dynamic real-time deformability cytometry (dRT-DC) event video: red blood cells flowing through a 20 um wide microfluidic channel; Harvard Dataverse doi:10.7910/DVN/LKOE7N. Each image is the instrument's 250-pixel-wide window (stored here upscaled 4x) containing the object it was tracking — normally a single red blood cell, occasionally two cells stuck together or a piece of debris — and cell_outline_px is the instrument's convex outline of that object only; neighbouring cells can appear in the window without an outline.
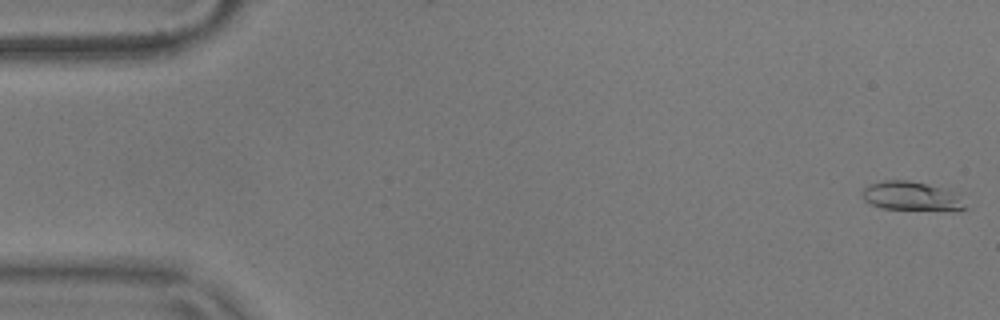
{"species": "common noctule bat (a hibernating species)", "species_latin": "Nyctalus noctula", "temperature_condition": "warm", "stored_images_in_passage": 16, "camera_frame_rate_fps": 3000, "um_per_image_px": 0.085, "animal": {"sex": "male", "body_mass_g": 17.9}, "frame": {"image": 1, "passage_image": 1, "time_ms": 0.0, "image_size_px": [1000, 320], "cell_outline_px": [[968, 208], [960, 212], [884, 208], [872, 204], [864, 200], [864, 188], [868, 184], [884, 180], [908, 180], [944, 188], [956, 192]], "centroid_in_image_um": [77.57, 16.7], "position_along_channel_um": 7.4, "area_um2": 17.69}}
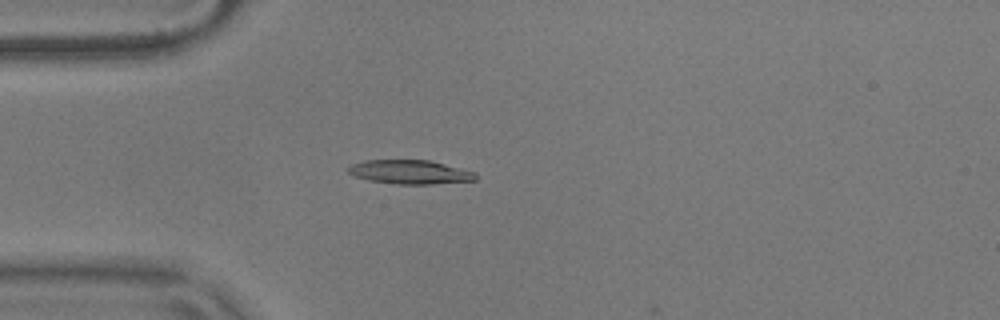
{"frame": {"image": 2, "passage_image": 15, "time_ms": 4.667, "image_size_px": [1000, 320], "cell_outline_px": [[476, 180], [432, 184], [396, 184], [368, 180], [356, 176], [348, 172], [344, 168], [352, 164], [364, 160], [428, 160], [476, 172]], "centroid_in_image_um": [34.81, 14.62], "position_along_channel_um": 50.2, "area_um2": 17.74}}